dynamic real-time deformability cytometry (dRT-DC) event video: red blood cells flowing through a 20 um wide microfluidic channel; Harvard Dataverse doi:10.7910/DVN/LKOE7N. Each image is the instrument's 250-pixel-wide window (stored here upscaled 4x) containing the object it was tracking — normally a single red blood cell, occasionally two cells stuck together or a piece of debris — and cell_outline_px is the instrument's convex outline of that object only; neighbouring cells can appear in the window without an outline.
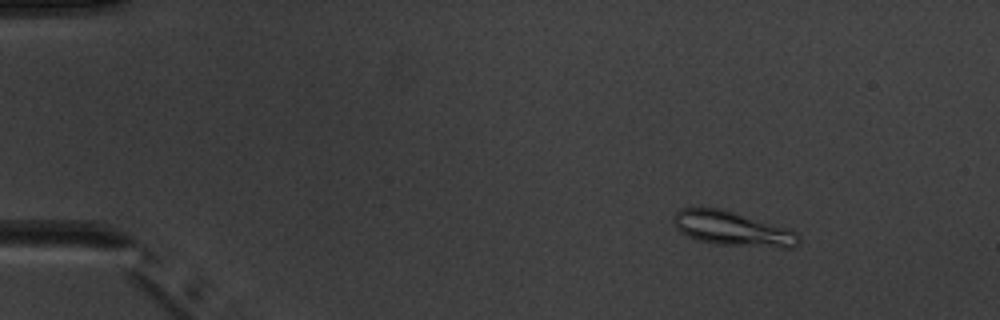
{"species": "common noctule bat (a hibernating species)", "species_latin": "Nyctalus noctula", "temperature_condition": "warm", "stored_images_in_passage": 6, "camera_frame_rate_fps": 3000, "um_per_image_px": 0.085, "animal": {"sex": "male", "body_mass_g": 20.1, "forearm_length_mm": 53.5}, "frame": {"image": 1, "passage_image": 3, "time_ms": 2.0, "image_size_px": [1000, 320], "cell_outline_px": [[800, 244], [792, 248], [784, 248], [712, 244], [688, 236], [680, 232], [672, 224], [672, 216], [680, 208], [720, 208], [784, 228], [796, 232], [800, 236]], "centroid_in_image_um": [62.21, 19.46], "position_along_channel_um": 22.8, "area_um2": 24.97}}
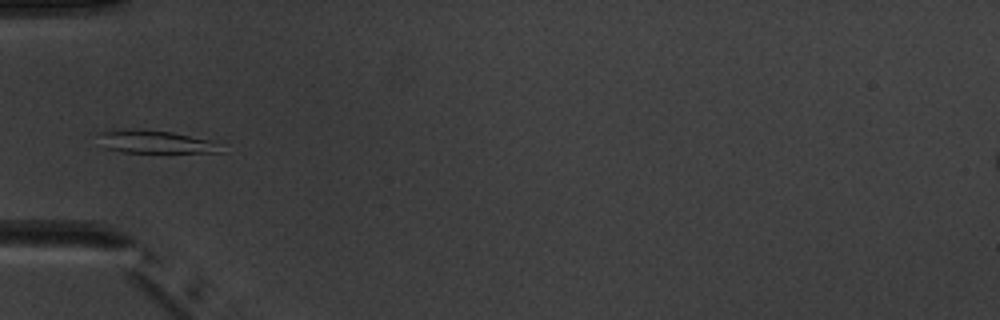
{"frame": {"image": 2, "passage_image": 6, "time_ms": 5.667, "image_size_px": [1000, 320], "cell_outline_px": [[220, 152], [124, 152], [104, 148], [100, 132], [112, 128], [132, 128], [172, 132], [212, 140]], "centroid_in_image_um": [13.1, 12.03], "position_along_channel_um": 71.9, "area_um2": 16.07}}